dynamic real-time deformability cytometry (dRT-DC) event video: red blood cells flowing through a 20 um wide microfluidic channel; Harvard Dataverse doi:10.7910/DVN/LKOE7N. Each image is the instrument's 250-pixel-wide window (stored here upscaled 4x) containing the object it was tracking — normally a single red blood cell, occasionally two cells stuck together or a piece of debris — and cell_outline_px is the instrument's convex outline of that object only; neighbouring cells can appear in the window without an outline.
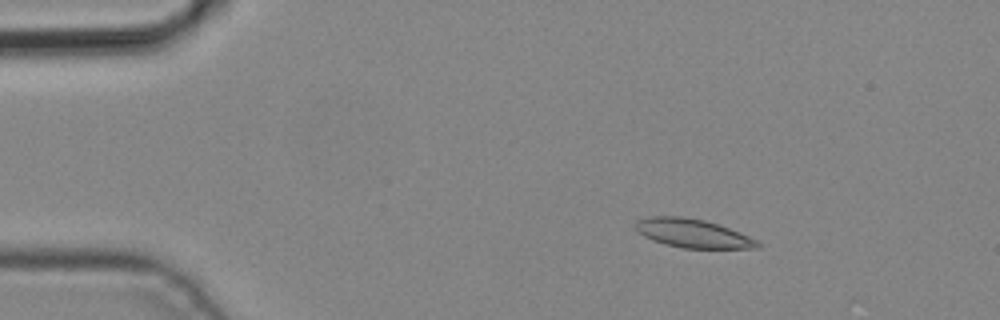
{"species": "common noctule bat (a hibernating species)", "species_latin": "Nyctalus noctula", "temperature_condition": "cold", "stored_images_in_passage": 5, "camera_frame_rate_fps": 3000, "um_per_image_px": 0.085, "animal": {"sex": "male", "body_mass_g": 19.2, "forearm_length_mm": 51.8}, "frame": {"image": 1, "passage_image": 3, "time_ms": 0.667, "image_size_px": [1000, 320], "cell_outline_px": [[764, 244], [760, 248], [684, 248], [664, 244], [652, 240], [644, 236], [636, 228], [636, 220], [648, 216], [684, 216], [704, 220], [740, 232]], "centroid_in_image_um": [58.89, 19.83], "position_along_channel_um": 26.1, "area_um2": 20.35}}